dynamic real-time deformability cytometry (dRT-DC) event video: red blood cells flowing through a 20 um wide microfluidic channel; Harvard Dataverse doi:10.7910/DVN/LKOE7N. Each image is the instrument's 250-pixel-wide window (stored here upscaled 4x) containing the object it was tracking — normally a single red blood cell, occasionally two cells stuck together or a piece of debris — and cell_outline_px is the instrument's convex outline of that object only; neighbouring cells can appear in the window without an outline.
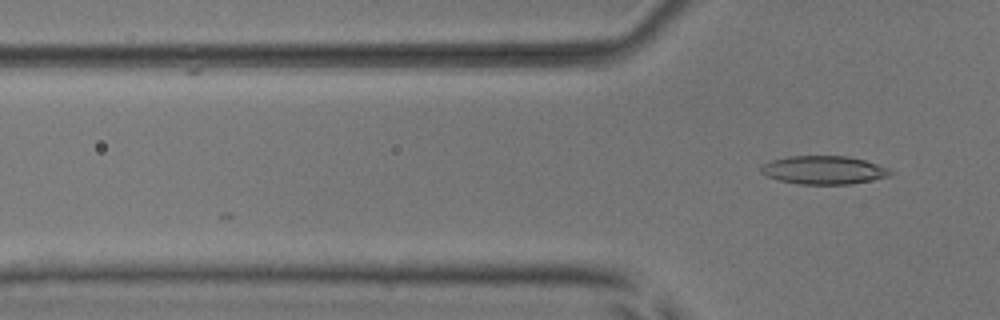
{"species": "common noctule bat (a hibernating species)", "species_latin": "Nyctalus noctula", "temperature_condition": "room temperature", "stored_images_in_passage": 5, "camera_frame_rate_fps": 3000, "um_per_image_px": 0.085, "animal": {"sex": "male", "body_mass_g": 17.9, "forearm_length_mm": 54.2}, "frame": {"image": 1, "passage_image": 5, "time_ms": 1.333, "image_size_px": [1000, 320], "cell_outline_px": [[892, 172], [888, 176], [872, 180], [852, 184], [800, 184], [780, 180], [768, 176], [760, 172], [760, 164], [772, 160], [788, 156], [848, 156], [864, 160], [888, 168]], "centroid_in_image_um": [69.99, 14.45], "position_along_channel_um": 55.8, "area_um2": 21.27}}